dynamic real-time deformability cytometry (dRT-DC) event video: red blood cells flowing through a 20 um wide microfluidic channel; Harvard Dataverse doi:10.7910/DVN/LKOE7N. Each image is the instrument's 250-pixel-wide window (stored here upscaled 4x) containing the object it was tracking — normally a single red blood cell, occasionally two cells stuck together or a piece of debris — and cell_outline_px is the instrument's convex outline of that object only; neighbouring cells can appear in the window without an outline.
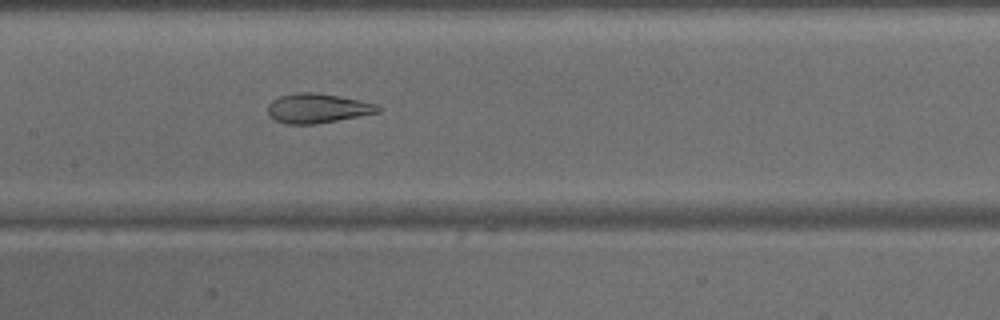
{"species": "common noctule bat (a hibernating species)", "species_latin": "Nyctalus noctula", "temperature_condition": "warm", "stored_images_in_passage": 47, "camera_frame_rate_fps": 3000, "um_per_image_px": 0.085, "animal": {"sex": "male", "body_mass_g": 15.6}, "frame": {"image": 1, "passage_image": 23, "time_ms": 7.333, "image_size_px": [1000, 320], "cell_outline_px": [[384, 108], [380, 112], [316, 124], [284, 124], [268, 116], [268, 104], [272, 100], [280, 96], [296, 92], [312, 92], [360, 100], [376, 104]], "centroid_in_image_um": [26.98, 9.21], "position_along_channel_um": 180.4, "area_um2": 18.96}}
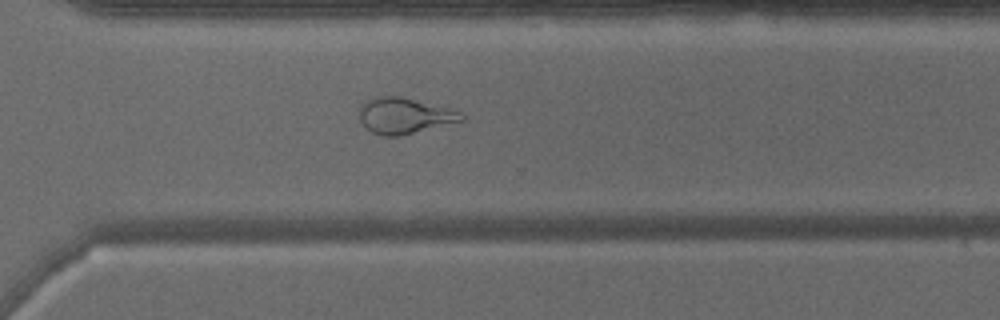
{"frame": {"image": 2, "passage_image": 34, "time_ms": 11.0, "image_size_px": [1000, 320], "cell_outline_px": [[464, 120], [400, 136], [384, 136], [372, 132], [360, 120], [360, 104], [376, 96], [400, 96], [460, 112], [464, 116]], "centroid_in_image_um": [34.34, 9.84], "position_along_channel_um": 336.3, "area_um2": 20.87}}
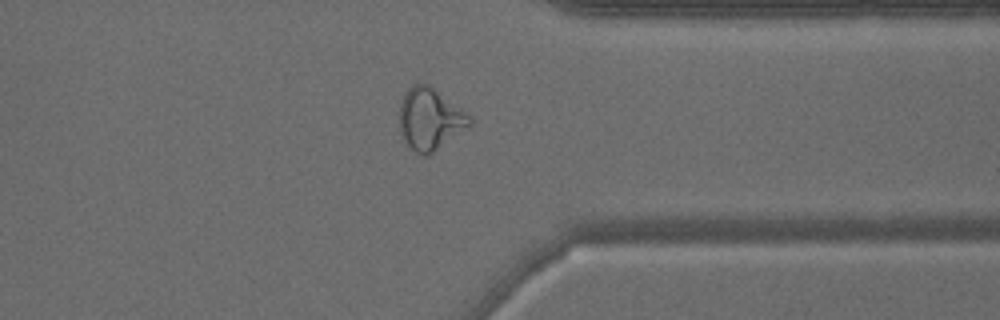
{"frame": {"image": 3, "passage_image": 37, "time_ms": 12.0, "image_size_px": [1000, 320], "cell_outline_px": [[472, 124], [428, 156], [420, 156], [408, 148], [404, 144], [400, 132], [400, 100], [404, 92], [412, 84], [428, 84], [472, 116]], "centroid_in_image_um": [36.52, 10.15], "position_along_channel_um": 374.9, "area_um2": 25.55}}